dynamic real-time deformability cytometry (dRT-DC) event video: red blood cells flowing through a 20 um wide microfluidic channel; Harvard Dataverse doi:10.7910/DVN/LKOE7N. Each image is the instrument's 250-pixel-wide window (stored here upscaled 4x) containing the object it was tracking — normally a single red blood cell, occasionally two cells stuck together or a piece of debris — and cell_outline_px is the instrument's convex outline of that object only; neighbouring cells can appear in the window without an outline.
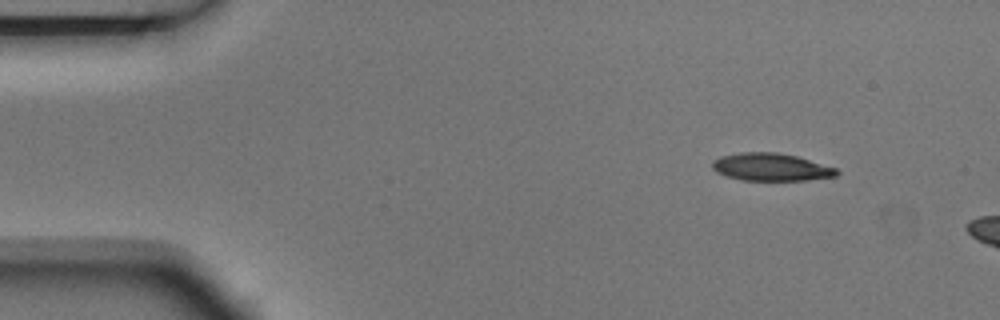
{"species": "Egyptian fruit bat (a non-hibernating species)", "species_latin": "Rousettus aegyptiacus", "temperature_condition": "room temperature", "stored_images_in_passage": 3, "camera_frame_rate_fps": 3000, "um_per_image_px": 0.085, "animal": {"sex": "male"}, "frame": {"image": 1, "passage_image": 1, "time_ms": 0.0, "image_size_px": [1000, 320], "cell_outline_px": [[840, 172], [836, 176], [804, 180], [740, 180], [716, 172], [712, 168], [712, 160], [720, 156], [740, 152], [776, 152], [796, 156], [836, 168]], "centroid_in_image_um": [65.5, 14.19], "position_along_channel_um": 19.5, "area_um2": 19.94}}